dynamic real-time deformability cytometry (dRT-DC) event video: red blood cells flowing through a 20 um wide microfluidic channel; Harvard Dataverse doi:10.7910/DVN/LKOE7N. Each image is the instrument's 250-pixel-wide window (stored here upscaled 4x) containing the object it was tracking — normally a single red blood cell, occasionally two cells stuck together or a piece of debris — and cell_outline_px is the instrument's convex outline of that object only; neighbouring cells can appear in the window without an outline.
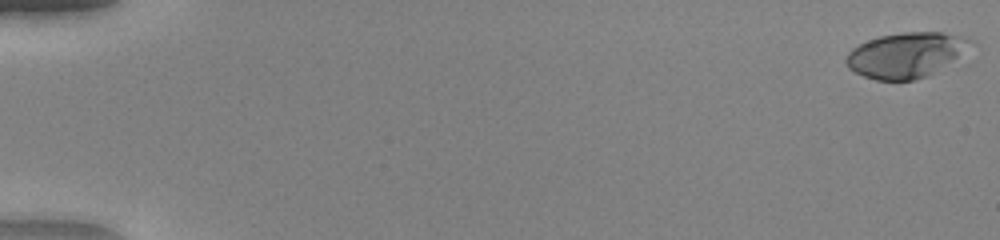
{"species": "human", "species_latin": "Homo sapiens", "temperature_condition": "warm", "stored_images_in_passage": 52, "camera_frame_rate_fps": 3000, "um_per_image_px": 0.085, "donor": {"sex": "female"}, "frame": {"image": 1, "passage_image": 1, "time_ms": 0.0, "image_size_px": [1000, 240], "cell_outline_px": [[972, 40], [956, 56], [928, 76], [916, 80], [876, 80], [864, 76], [848, 68], [844, 60], [848, 52], [852, 48], [868, 40], [880, 36], [904, 32], [940, 32], [960, 36]], "centroid_in_image_um": [76.88, 4.68], "position_along_channel_um": 8.1, "area_um2": 31.85}}
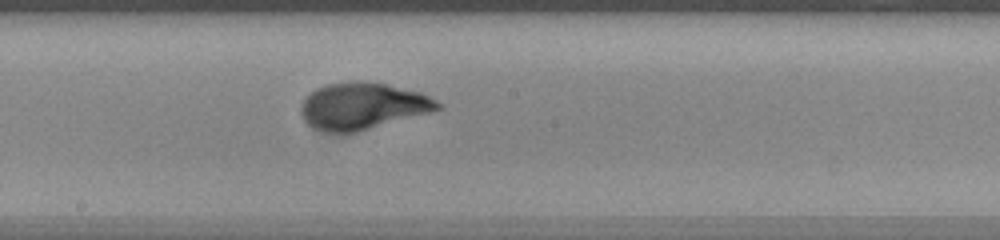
{"frame": {"image": 2, "passage_image": 30, "time_ms": 9.667, "image_size_px": [1000, 240], "cell_outline_px": [[444, 108], [432, 112], [356, 132], [324, 132], [308, 124], [304, 120], [300, 112], [300, 108], [304, 100], [316, 88], [328, 84], [348, 80], [356, 80], [384, 84], [420, 92], [444, 104]], "centroid_in_image_um": [30.85, 9.01], "position_along_channel_um": 217.4, "area_um2": 37.17}}
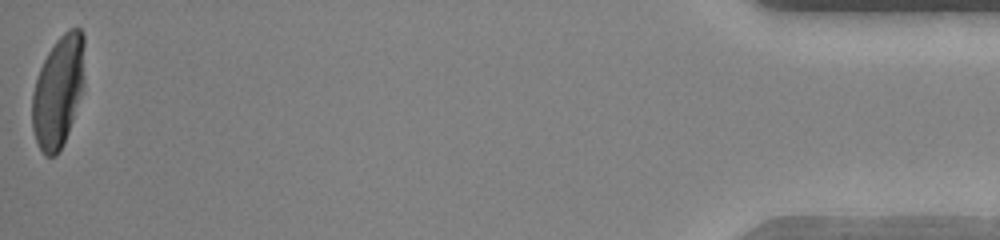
{"frame": {"image": 3, "passage_image": 52, "time_ms": 17.0, "image_size_px": [1000, 240], "cell_outline_px": [[84, 84], [68, 132], [56, 156], [44, 156], [36, 140], [32, 128], [32, 92], [40, 68], [48, 52], [56, 40], [68, 28], [80, 28], [84, 32]], "centroid_in_image_um": [4.95, 7.73], "position_along_channel_um": 430.2, "area_um2": 33.93}, "authors_computed_cell_mechanics": {"area_um2": 34.9979, "velocity_mm_per_s": 4.0697, "shape_relaxation_time_tau1_ms": 4.8422, "shape_relaxation_time_tau2_ms": null, "deformation_change_tau1": 0.2987, "deformation_change_tau2": null}}